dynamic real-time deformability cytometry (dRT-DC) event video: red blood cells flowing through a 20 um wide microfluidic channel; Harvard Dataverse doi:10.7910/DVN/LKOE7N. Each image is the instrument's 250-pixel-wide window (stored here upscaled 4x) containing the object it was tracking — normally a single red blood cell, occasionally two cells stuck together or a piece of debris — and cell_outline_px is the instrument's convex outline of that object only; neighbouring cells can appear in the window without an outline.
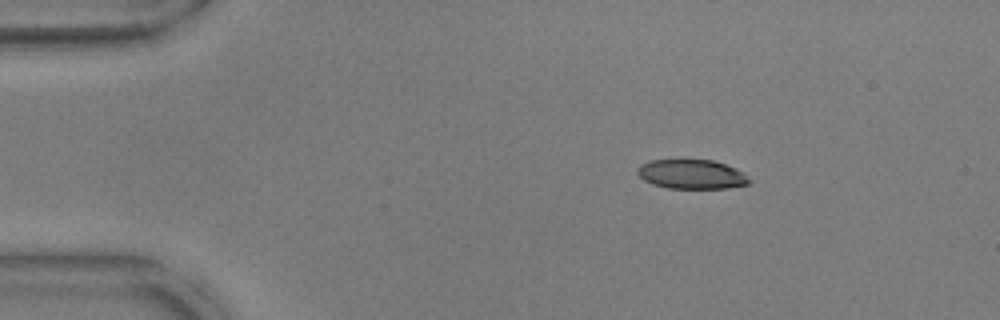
{"species": "common noctule bat (a hibernating species)", "species_latin": "Nyctalus noctula", "temperature_condition": "warm", "stored_images_in_passage": 52, "camera_frame_rate_fps": 3000, "um_per_image_px": 0.085, "animal": {"sex": "male", "body_mass_g": 17.9, "forearm_length_mm": 54.2}, "frame": {"image": 1, "passage_image": 7, "time_ms": 2.0, "image_size_px": [1000, 320], "cell_outline_px": [[752, 180], [748, 184], [728, 188], [668, 188], [652, 184], [644, 180], [636, 172], [640, 164], [652, 160], [712, 160], [736, 168], [744, 172]], "centroid_in_image_um": [58.81, 14.81], "position_along_channel_um": 26.2, "area_um2": 19.13}}
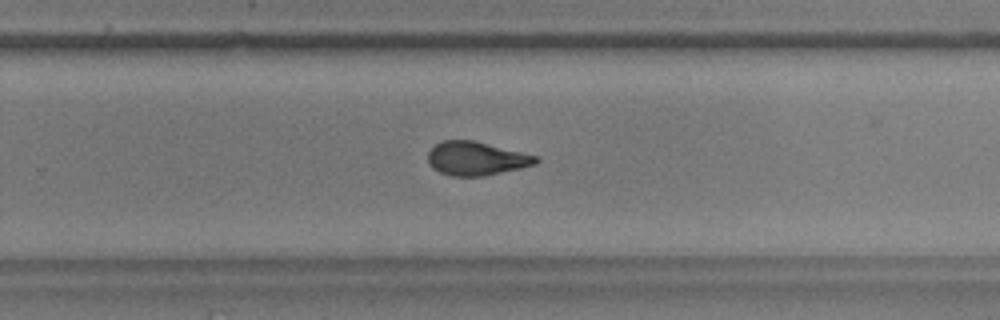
{"frame": {"image": 2, "passage_image": 33, "time_ms": 10.667, "image_size_px": [1000, 320], "cell_outline_px": [[540, 160], [536, 164], [520, 168], [484, 176], [452, 176], [440, 172], [432, 168], [428, 164], [428, 152], [436, 144], [444, 140], [472, 140], [540, 156]], "centroid_in_image_um": [40.5, 13.47], "position_along_channel_um": 289.3, "area_um2": 21.21}}
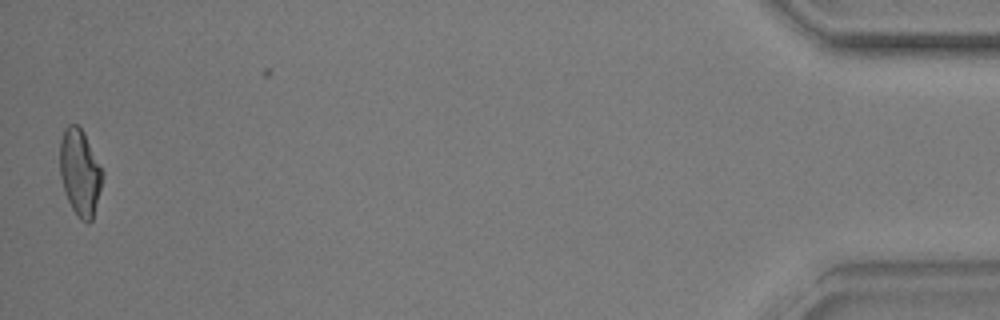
{"frame": {"image": 3, "passage_image": 51, "time_ms": 16.667, "image_size_px": [1000, 320], "cell_outline_px": [[104, 172], [92, 220], [88, 224], [80, 220], [76, 216], [68, 200], [60, 176], [60, 140], [64, 128], [68, 124], [76, 124], [84, 132]], "centroid_in_image_um": [6.79, 14.65], "position_along_channel_um": 428.4, "area_um2": 21.39}, "authors_computed_cell_mechanics": {"area_um2": 21.4438, "velocity_mm_per_s": 3.8023, "shape_relaxation_time_tau1_ms": 5.1843, "shape_relaxation_time_tau2_ms": 1.448, "deformation_change_tau1": 0.1721, "deformation_change_tau2": 0.0845}}